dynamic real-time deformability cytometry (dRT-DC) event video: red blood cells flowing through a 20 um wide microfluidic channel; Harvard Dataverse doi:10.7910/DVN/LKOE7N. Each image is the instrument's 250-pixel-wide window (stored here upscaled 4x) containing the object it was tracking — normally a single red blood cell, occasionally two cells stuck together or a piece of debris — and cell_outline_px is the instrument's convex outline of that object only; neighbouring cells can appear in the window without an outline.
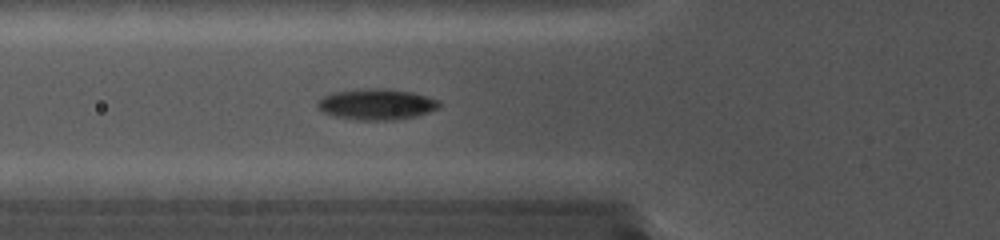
{"species": "common noctule bat (a hibernating species)", "species_latin": "Nyctalus noctula", "temperature_condition": "cold", "stored_images_in_passage": 26, "camera_frame_rate_fps": 5000, "um_per_image_px": 0.085, "animal": {"sex": "female", "body_mass_g": 19.0, "forearm_length_mm": 56.7}, "frame": {"image": 1, "passage_image": 9, "time_ms": 1.6, "image_size_px": [1000, 240], "cell_outline_px": [[440, 108], [416, 116], [392, 120], [356, 120], [332, 116], [320, 112], [316, 108], [316, 104], [324, 96], [336, 92], [368, 88], [376, 88], [412, 92], [440, 100]], "centroid_in_image_um": [31.99, 8.88], "position_along_channel_um": 93.8, "area_um2": 21.96}}
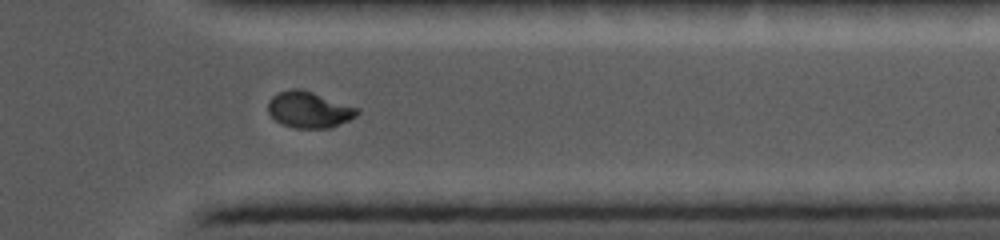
{"frame": {"image": 2, "passage_image": 22, "time_ms": 4.2, "image_size_px": [1000, 240], "cell_outline_px": [[360, 112], [356, 116], [332, 128], [296, 128], [280, 124], [268, 112], [268, 100], [272, 96], [280, 92], [292, 88], [300, 88], [360, 108]], "centroid_in_image_um": [26.27, 9.33], "position_along_channel_um": 385.1, "area_um2": 18.9}}
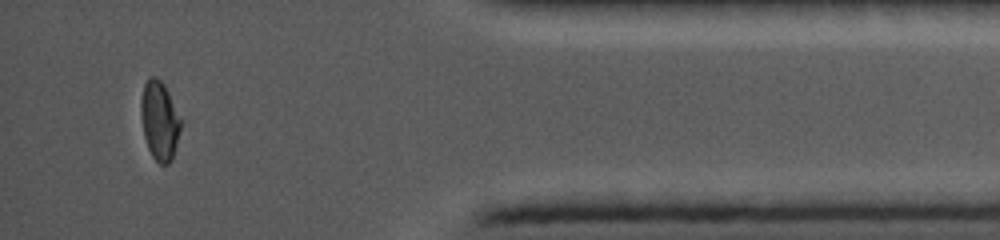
{"frame": {"image": 3, "passage_image": 25, "time_ms": 4.8, "image_size_px": [1000, 240], "cell_outline_px": [[184, 120], [172, 160], [168, 164], [160, 164], [152, 156], [148, 148], [144, 136], [140, 112], [140, 100], [144, 84], [148, 76], [156, 76], [164, 84]], "centroid_in_image_um": [13.59, 10.22], "position_along_channel_um": 421.6, "area_um2": 18.9}}